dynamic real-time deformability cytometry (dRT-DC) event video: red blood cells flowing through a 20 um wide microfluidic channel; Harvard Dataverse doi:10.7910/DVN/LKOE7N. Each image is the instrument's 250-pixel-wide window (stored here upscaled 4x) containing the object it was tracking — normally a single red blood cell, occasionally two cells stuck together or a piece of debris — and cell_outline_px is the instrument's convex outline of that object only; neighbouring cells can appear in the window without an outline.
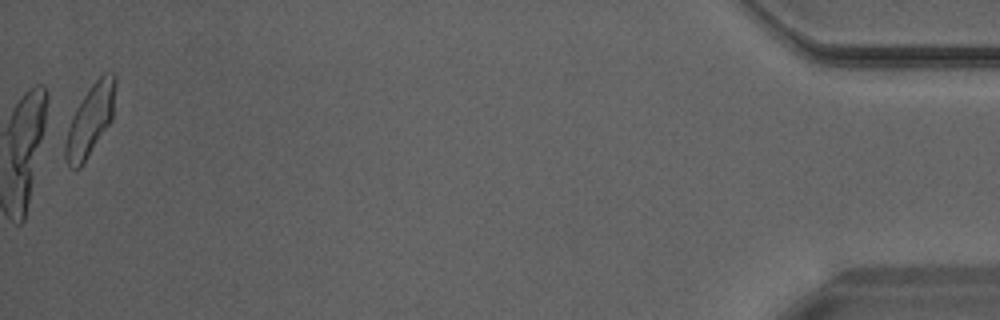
{"species": "Egyptian fruit bat (a non-hibernating species)", "species_latin": "Rousettus aegyptiacus", "temperature_condition": "warm", "stored_images_in_passage": 26, "camera_frame_rate_fps": 3000, "um_per_image_px": 0.085, "animal": {"sex": "male"}, "frame": {"image": 1, "passage_image": 26, "time_ms": 8.333, "image_size_px": [1000, 320], "cell_outline_px": [[116, 84], [112, 120], [80, 168], [72, 168], [64, 160], [64, 144], [68, 128], [72, 116], [76, 108], [92, 84], [104, 72], [112, 72], [116, 76]], "centroid_in_image_um": [7.67, 10.21], "position_along_channel_um": 427.5, "area_um2": 20.58}}